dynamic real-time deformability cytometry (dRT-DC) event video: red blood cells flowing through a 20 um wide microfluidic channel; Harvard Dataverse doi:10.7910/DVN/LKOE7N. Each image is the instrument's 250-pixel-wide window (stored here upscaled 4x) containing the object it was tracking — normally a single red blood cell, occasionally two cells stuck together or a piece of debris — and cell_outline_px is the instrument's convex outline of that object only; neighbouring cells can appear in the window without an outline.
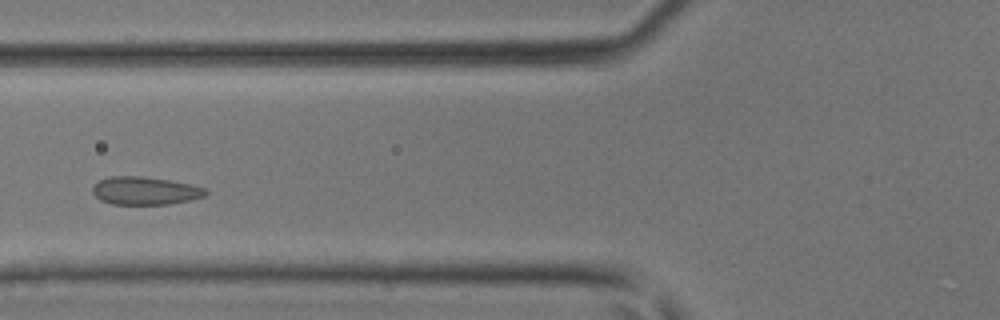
{"species": "common noctule bat (a hibernating species)", "species_latin": "Nyctalus noctula", "temperature_condition": "room temperature", "stored_images_in_passage": 35, "camera_frame_rate_fps": 3000, "um_per_image_px": 0.085, "animal": {"sex": "male", "body_mass_g": 17.9, "forearm_length_mm": 54.2}, "frame": {"image": 1, "passage_image": 10, "time_ms": 3.0, "image_size_px": [1000, 320], "cell_outline_px": [[208, 192], [204, 196], [188, 200], [168, 204], [112, 204], [100, 200], [92, 192], [92, 188], [100, 180], [108, 176], [140, 176], [172, 180], [192, 184], [208, 188]], "centroid_in_image_um": [12.35, 16.2], "position_along_channel_um": 113.4, "area_um2": 18.5}}
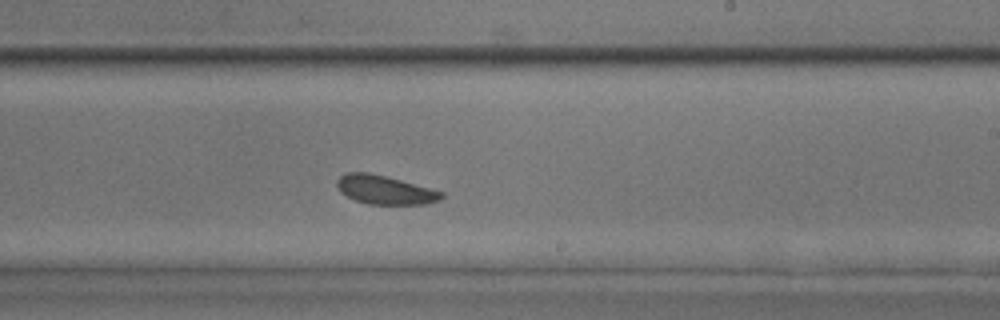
{"frame": {"image": 2, "passage_image": 20, "time_ms": 6.333, "image_size_px": [1000, 320], "cell_outline_px": [[444, 196], [440, 200], [428, 204], [368, 204], [356, 200], [340, 192], [336, 184], [336, 180], [344, 172], [368, 172], [400, 180], [444, 192]], "centroid_in_image_um": [32.7, 16.13], "position_along_channel_um": 256.3, "area_um2": 17.46}}
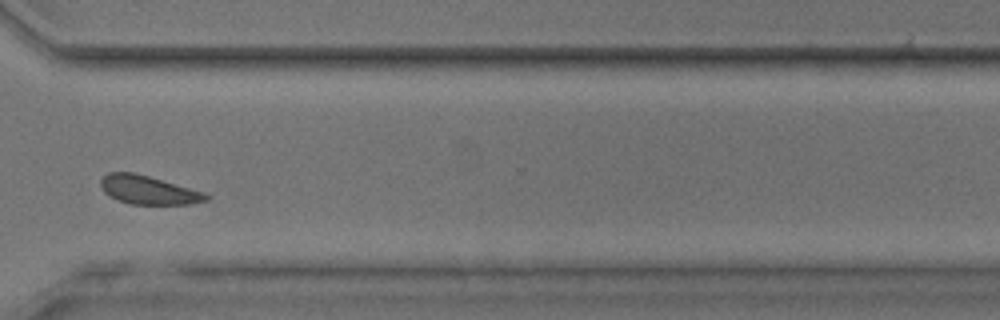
{"frame": {"image": 3, "passage_image": 27, "time_ms": 8.667, "image_size_px": [1000, 320], "cell_outline_px": [[208, 200], [188, 204], [132, 204], [116, 200], [108, 196], [104, 192], [100, 184], [100, 180], [108, 172], [132, 172], [148, 176], [204, 192], [208, 196]], "centroid_in_image_um": [12.56, 16.15], "position_along_channel_um": 358.0, "area_um2": 17.4}}